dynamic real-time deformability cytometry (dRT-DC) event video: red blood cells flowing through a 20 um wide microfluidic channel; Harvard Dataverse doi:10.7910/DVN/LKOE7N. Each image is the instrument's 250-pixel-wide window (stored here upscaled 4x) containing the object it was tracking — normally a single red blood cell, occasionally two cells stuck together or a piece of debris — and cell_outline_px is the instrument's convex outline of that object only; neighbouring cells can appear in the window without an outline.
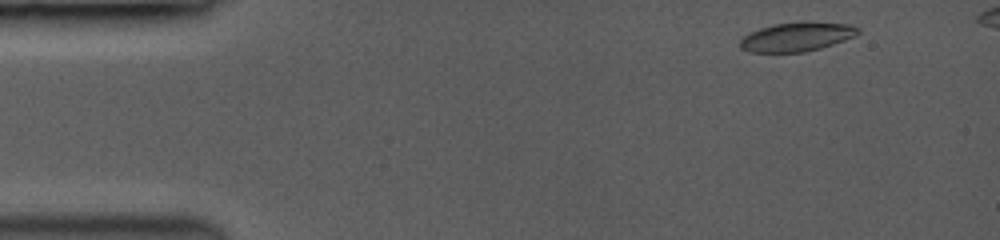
{"species": "common noctule bat (a hibernating species)", "species_latin": "Nyctalus noctula", "temperature_condition": "room temperature", "stored_images_in_passage": 20, "camera_frame_rate_fps": 3500, "um_per_image_px": 0.085, "animal": {"sex": "female", "body_mass_g": 19.0, "forearm_length_mm": 53.3}, "frame": {"image": 1, "passage_image": 2, "time_ms": 0.286, "image_size_px": [1000, 240], "cell_outline_px": [[860, 32], [844, 40], [820, 48], [804, 52], [752, 52], [740, 48], [740, 40], [744, 36], [760, 28], [776, 24], [844, 24], [856, 28]], "centroid_in_image_um": [67.64, 3.18], "position_along_channel_um": 17.4, "area_um2": 18.73}}
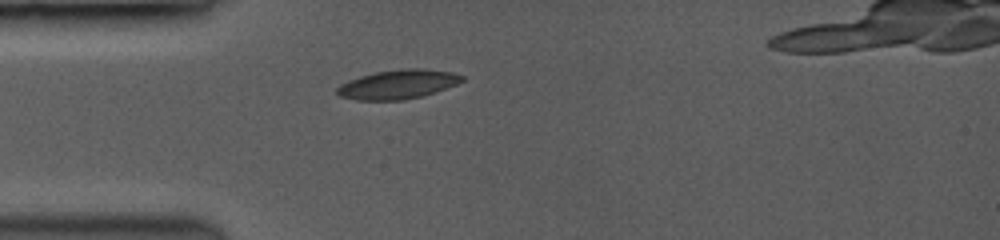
{"frame": {"image": 2, "passage_image": 13, "time_ms": 3.429, "image_size_px": [1000, 240], "cell_outline_px": [[464, 80], [456, 84], [420, 96], [400, 100], [356, 100], [340, 96], [336, 92], [336, 88], [340, 84], [360, 76], [376, 72], [408, 68], [412, 68], [448, 72], [464, 76]], "centroid_in_image_um": [33.75, 7.18], "position_along_channel_um": 51.2, "area_um2": 20.63}}
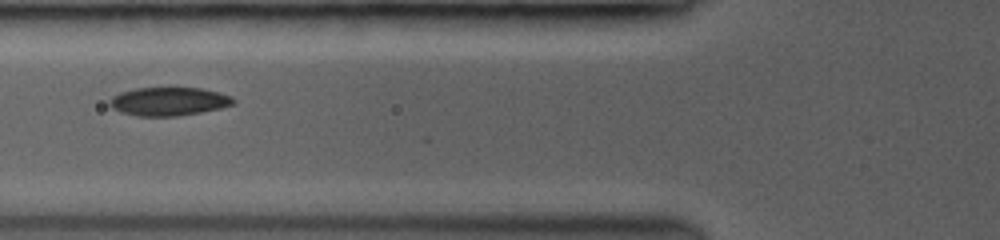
{"frame": {"image": 3, "passage_image": 19, "time_ms": 5.143, "image_size_px": [1000, 240], "cell_outline_px": [[236, 100], [232, 104], [220, 108], [200, 112], [176, 116], [140, 116], [124, 112], [112, 108], [108, 104], [108, 100], [112, 96], [120, 92], [136, 88], [200, 88], [232, 96]], "centroid_in_image_um": [14.32, 8.61], "position_along_channel_um": 111.5, "area_um2": 20.29}}